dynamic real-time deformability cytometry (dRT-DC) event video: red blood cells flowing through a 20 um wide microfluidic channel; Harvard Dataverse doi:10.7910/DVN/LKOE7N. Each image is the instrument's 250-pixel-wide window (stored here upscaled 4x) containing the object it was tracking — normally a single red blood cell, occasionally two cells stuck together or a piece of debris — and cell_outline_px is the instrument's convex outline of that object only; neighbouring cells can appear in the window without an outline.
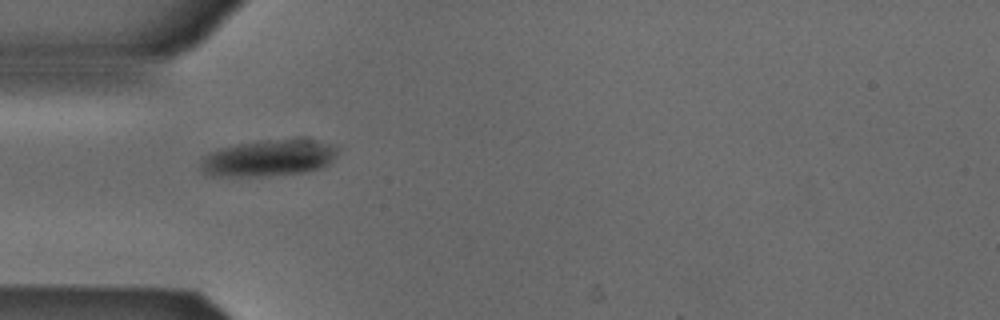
{"species": "Egyptian fruit bat (a non-hibernating species)", "species_latin": "Rousettus aegyptiacus", "temperature_condition": "cold", "stored_images_in_passage": 38, "camera_frame_rate_fps": 3000, "um_per_image_px": 0.085, "animal": {"sex": "male"}, "frame": {"image": 1, "passage_image": 1, "time_ms": 0.0, "image_size_px": [1000, 320], "cell_outline_px": [[336, 156], [324, 168], [308, 172], [260, 176], [212, 176], [204, 172], [200, 168], [200, 156], [216, 148], [236, 144], [260, 140], [316, 140], [332, 144], [336, 148]], "centroid_in_image_um": [22.77, 13.44], "position_along_channel_um": 62.2, "area_um2": 29.48}}
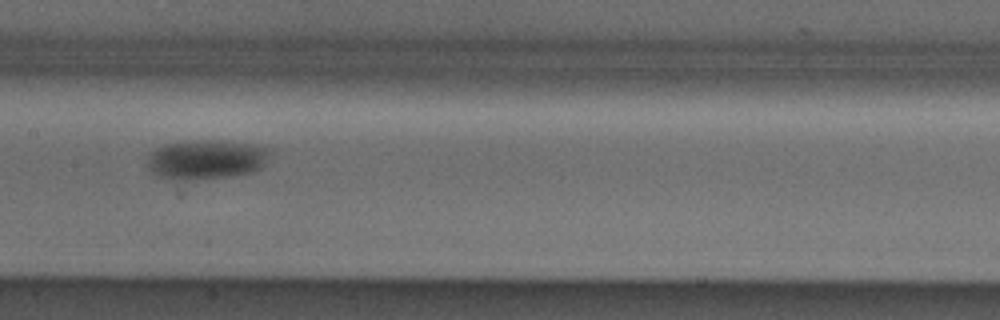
{"frame": {"image": 2, "passage_image": 11, "time_ms": 3.333, "image_size_px": [1000, 320], "cell_outline_px": [[272, 148], [264, 164], [260, 168], [252, 172], [232, 176], [192, 180], [176, 180], [156, 176], [148, 168], [148, 156], [156, 148], [164, 144], [204, 140], [228, 140], [256, 144]], "centroid_in_image_um": [17.56, 13.55], "position_along_channel_um": 189.8, "area_um2": 28.55}}
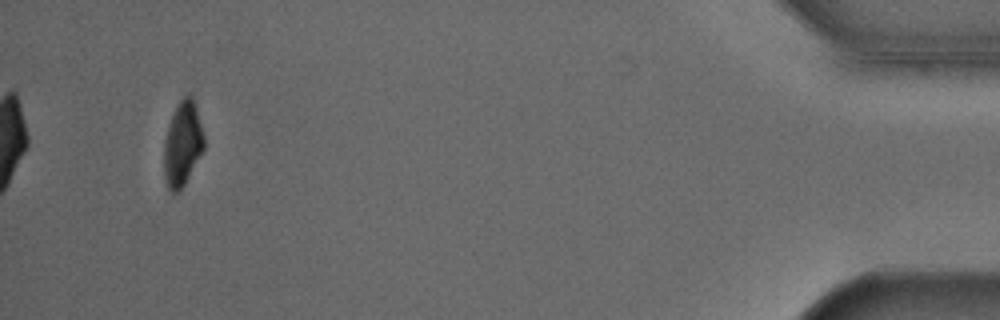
{"frame": {"image": 3, "passage_image": 35, "time_ms": 11.333, "image_size_px": [1000, 320], "cell_outline_px": [[204, 148], [184, 184], [176, 192], [172, 192], [168, 188], [164, 176], [164, 144], [168, 124], [176, 104], [184, 96], [192, 96], [196, 108], [204, 136]], "centroid_in_image_um": [15.5, 12.2], "position_along_channel_um": 419.7, "area_um2": 19.36}, "authors_computed_cell_mechanics": {"area_um2": 25.8944, "velocity_mm_per_s": 3.8789, "shape_relaxation_time_tau1_ms": 2.4171, "shape_relaxation_time_tau2_ms": null, "deformation_change_tau1": 0.0784, "deformation_change_tau2": null}}